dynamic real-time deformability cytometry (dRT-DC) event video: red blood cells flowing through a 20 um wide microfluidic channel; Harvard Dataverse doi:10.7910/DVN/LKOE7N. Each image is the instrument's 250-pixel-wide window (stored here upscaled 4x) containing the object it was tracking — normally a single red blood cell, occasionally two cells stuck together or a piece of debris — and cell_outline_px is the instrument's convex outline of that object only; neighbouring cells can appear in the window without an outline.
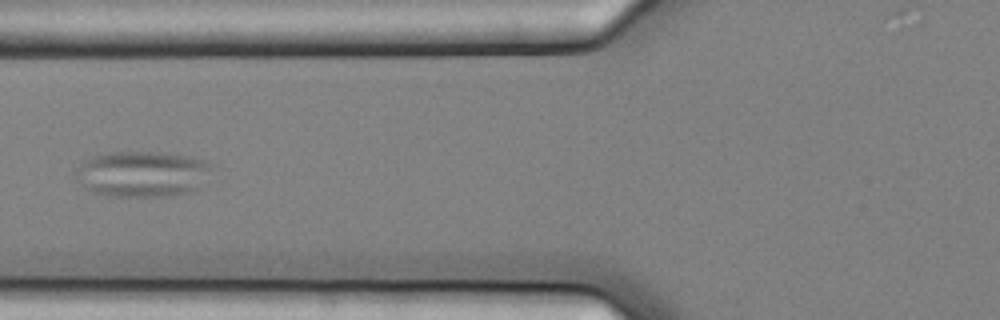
{"species": "common noctule bat (a hibernating species)", "species_latin": "Nyctalus noctula", "temperature_condition": "cold", "stored_images_in_passage": 3, "camera_frame_rate_fps": 3000, "um_per_image_px": 0.085, "animal": {"sex": "female", "body_mass_g": 25.1}, "frame": {"image": 1, "passage_image": 2, "time_ms": 0.333, "image_size_px": [1000, 320], "cell_outline_px": [[212, 168], [200, 188], [188, 192], [172, 196], [108, 196], [92, 192], [84, 184], [76, 172], [76, 168], [84, 160], [92, 156], [112, 152], [168, 152], [192, 156], [204, 160], [212, 164]], "centroid_in_image_um": [12.17, 14.77], "position_along_channel_um": 113.6, "area_um2": 36.41}}
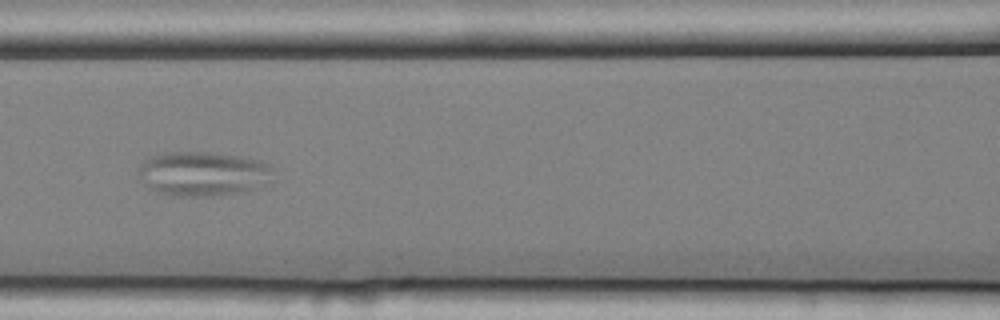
{"frame": {"image": 2, "passage_image": 3, "time_ms": 0.667, "image_size_px": [1000, 320], "cell_outline_px": [[272, 168], [252, 188], [212, 196], [172, 196], [160, 192], [152, 188], [136, 172], [136, 168], [152, 156], [168, 152], [208, 152], [240, 156], [260, 160], [272, 164]], "centroid_in_image_um": [17.13, 14.73], "position_along_channel_um": 149.5, "area_um2": 33.52}}